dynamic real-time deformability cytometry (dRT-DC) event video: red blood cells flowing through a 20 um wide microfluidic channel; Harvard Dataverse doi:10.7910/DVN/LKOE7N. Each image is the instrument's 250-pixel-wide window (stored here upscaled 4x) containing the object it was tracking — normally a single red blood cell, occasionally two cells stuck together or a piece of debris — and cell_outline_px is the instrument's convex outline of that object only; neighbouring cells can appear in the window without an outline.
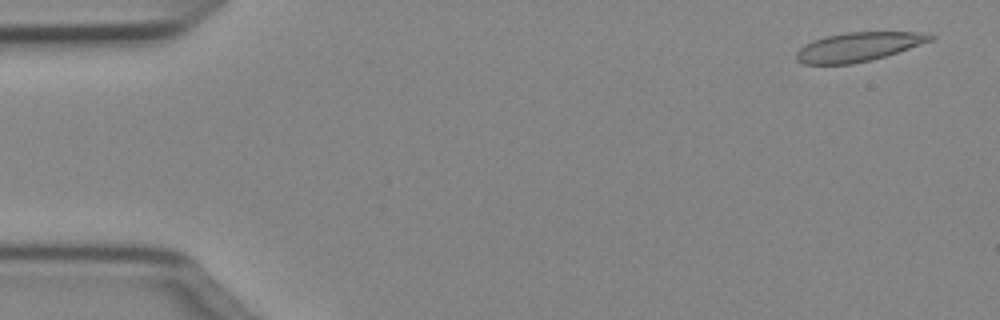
{"species": "Egyptian fruit bat (a non-hibernating species)", "species_latin": "Rousettus aegyptiacus", "temperature_condition": "cold", "stored_images_in_passage": 49, "camera_frame_rate_fps": 3000, "um_per_image_px": 0.085, "animal": {"sex": "female"}, "frame": {"image": 1, "passage_image": 2, "time_ms": 0.333, "image_size_px": [1000, 320], "cell_outline_px": [[936, 36], [932, 40], [872, 60], [852, 64], [804, 64], [796, 60], [796, 52], [804, 44], [824, 36], [848, 32], [912, 32]], "centroid_in_image_um": [72.88, 3.99], "position_along_channel_um": 12.1, "area_um2": 22.37}}
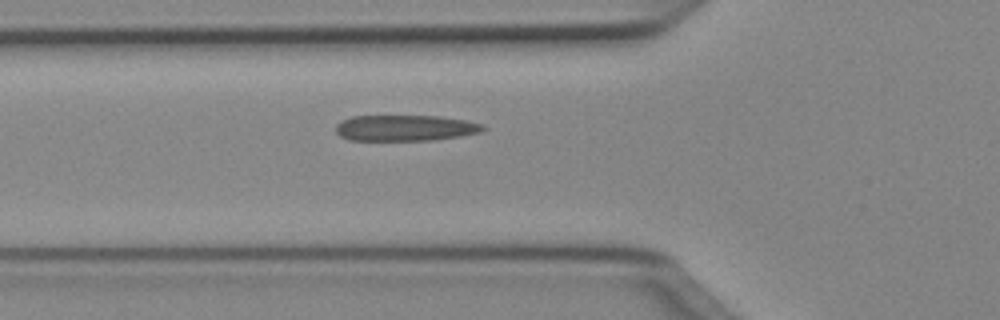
{"frame": {"image": 2, "passage_image": 17, "time_ms": 5.333, "image_size_px": [1000, 320], "cell_outline_px": [[488, 128], [480, 132], [460, 136], [432, 140], [348, 140], [340, 136], [336, 132], [336, 124], [340, 120], [352, 116], [440, 116], [464, 120], [484, 124]], "centroid_in_image_um": [34.43, 10.87], "position_along_channel_um": 91.4, "area_um2": 22.37}}
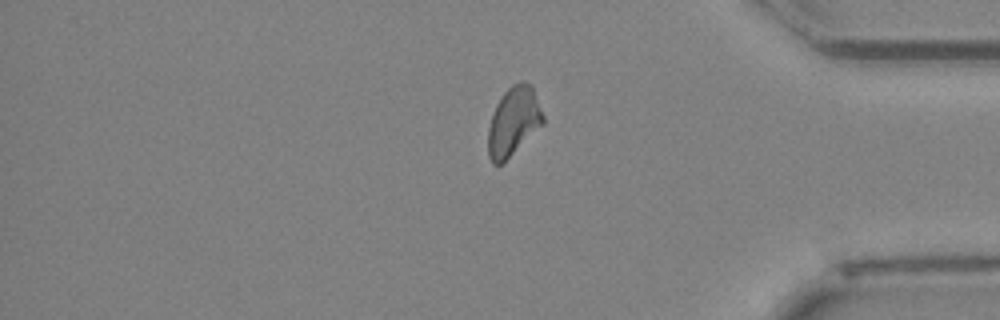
{"frame": {"image": 3, "passage_image": 41, "time_ms": 13.333, "image_size_px": [1000, 320], "cell_outline_px": [[544, 124], [500, 164], [492, 164], [488, 156], [488, 128], [492, 112], [496, 104], [504, 92], [512, 84], [520, 80], [524, 80], [532, 84], [544, 116]], "centroid_in_image_um": [43.65, 10.27], "position_along_channel_um": 391.6, "area_um2": 22.08}, "authors_computed_cell_mechanics": {"area_um2": 22.3686, "velocity_mm_per_s": 4.0369, "shape_relaxation_time_tau1_ms": null, "shape_relaxation_time_tau2_ms": 4.1109, "deformation_change_tau1": null, "deformation_change_tau2": 0.1047}}